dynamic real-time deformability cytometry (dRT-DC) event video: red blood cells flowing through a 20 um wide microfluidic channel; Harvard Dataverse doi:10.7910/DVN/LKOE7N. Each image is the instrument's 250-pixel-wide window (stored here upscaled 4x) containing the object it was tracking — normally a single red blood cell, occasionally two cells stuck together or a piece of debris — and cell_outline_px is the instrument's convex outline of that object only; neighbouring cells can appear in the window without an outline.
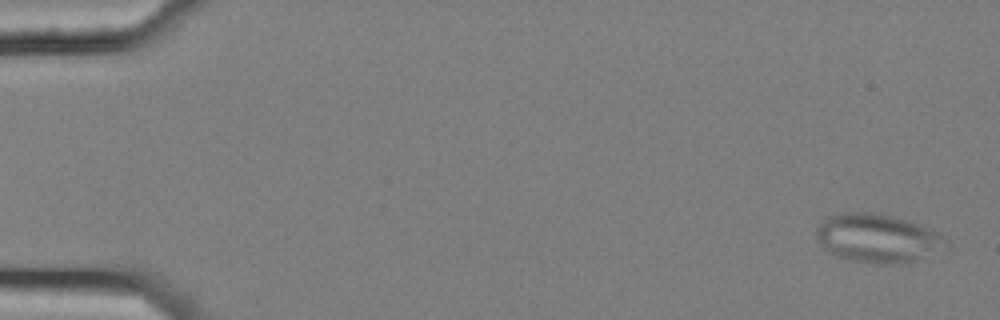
{"species": "common noctule bat (a hibernating species)", "species_latin": "Nyctalus noctula", "temperature_condition": "cold", "stored_images_in_passage": 15, "camera_frame_rate_fps": 3000, "um_per_image_px": 0.085, "animal": {"sex": "female", "body_mass_g": 25.1}, "frame": {"image": 1, "passage_image": 1, "time_ms": 0.0, "image_size_px": [1000, 320], "cell_outline_px": [[944, 240], [916, 260], [892, 264], [876, 264], [836, 256], [828, 252], [816, 240], [816, 228], [820, 220], [824, 216], [844, 212], [880, 212], [916, 224], [936, 232]], "centroid_in_image_um": [74.35, 20.2], "position_along_channel_um": 10.7, "area_um2": 35.55}}
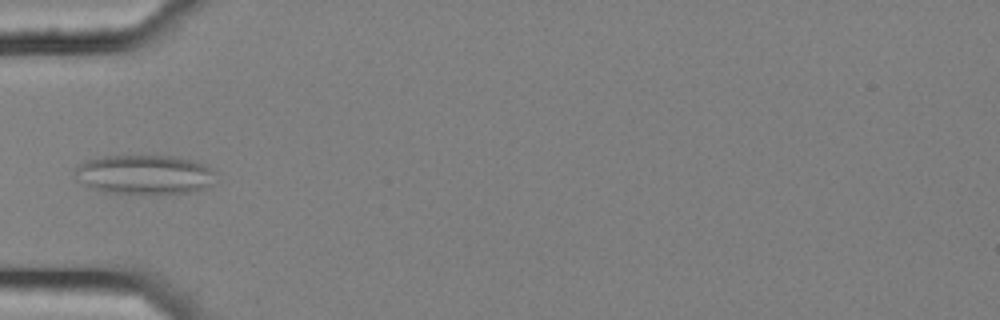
{"frame": {"image": 2, "passage_image": 5, "time_ms": 1.333, "image_size_px": [1000, 320], "cell_outline_px": [[216, 172], [212, 184], [208, 188], [188, 192], [108, 192], [92, 188], [76, 180], [76, 168], [80, 164], [88, 160], [104, 156], [172, 156], [204, 164], [212, 168]], "centroid_in_image_um": [12.31, 14.82], "position_along_channel_um": 72.7, "area_um2": 31.62}}